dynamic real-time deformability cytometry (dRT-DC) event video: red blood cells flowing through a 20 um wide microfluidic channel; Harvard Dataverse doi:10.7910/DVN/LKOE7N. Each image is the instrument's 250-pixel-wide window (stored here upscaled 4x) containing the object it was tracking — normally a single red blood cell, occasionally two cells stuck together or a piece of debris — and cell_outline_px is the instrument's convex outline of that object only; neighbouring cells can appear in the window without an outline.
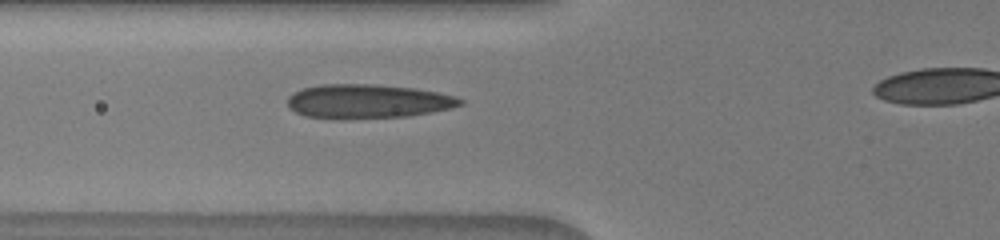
{"species": "human", "species_latin": "Homo sapiens", "temperature_condition": "warm", "stored_images_in_passage": 7, "segment_of_instrument_passage": [1, 2], "camera_frame_rate_fps": 3000, "um_per_image_px": 0.085, "donor": {"sex": "male"}, "frame": {"image": 1, "passage_image": 6, "time_ms": 4.333, "image_size_px": [1000, 240], "cell_outline_px": [[464, 104], [452, 108], [432, 112], [408, 116], [304, 116], [296, 112], [288, 104], [288, 96], [292, 92], [304, 88], [324, 84], [376, 84], [416, 88], [456, 96], [464, 100]], "centroid_in_image_um": [31.34, 8.56], "position_along_channel_um": 94.5, "area_um2": 33.23}}